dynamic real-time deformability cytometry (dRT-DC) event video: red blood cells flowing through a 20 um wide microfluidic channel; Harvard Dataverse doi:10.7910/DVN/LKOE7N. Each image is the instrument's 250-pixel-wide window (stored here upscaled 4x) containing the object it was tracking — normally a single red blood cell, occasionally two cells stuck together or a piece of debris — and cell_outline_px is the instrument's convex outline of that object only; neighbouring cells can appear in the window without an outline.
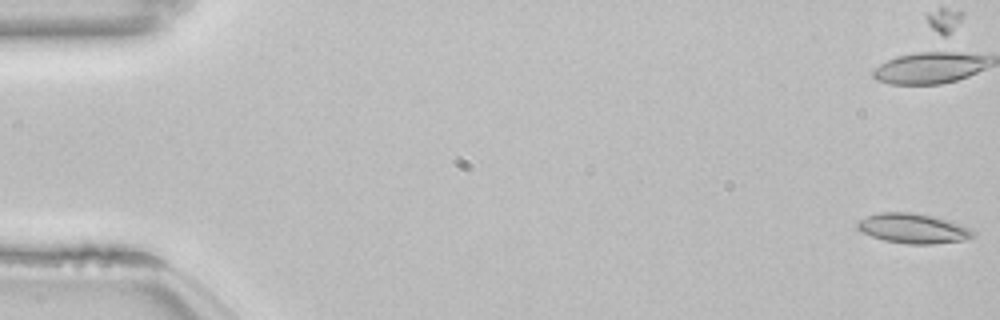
{"species": "common noctule bat (a hibernating species)", "species_latin": "Nyctalus noctula", "temperature_condition": "room temperature", "stored_images_in_passage": 45, "camera_frame_rate_fps": 3000, "um_per_image_px": 0.085, "animal": {"sex": "female", "body_mass_g": 22.7, "forearm_length_mm": 54.2}, "frame": {"image": 1, "passage_image": 1, "time_ms": 0.0, "image_size_px": [1000, 320], "cell_outline_px": [[976, 236], [964, 240], [932, 244], [908, 244], [884, 240], [860, 232], [856, 228], [856, 224], [860, 220], [868, 216], [880, 212], [912, 212], [932, 216], [960, 224], [972, 228], [976, 232]], "centroid_in_image_um": [77.63, 19.42], "position_along_channel_um": 7.4, "area_um2": 20.17}, "authors_computed_cell_mechanics": {"area_um2": 18.4382, "velocity_mm_per_s": 3.844, "shape_relaxation_time_tau1_ms": null, "shape_relaxation_time_tau2_ms": 3.6942, "deformation_change_tau1": null, "deformation_change_tau2": 0.0815}}